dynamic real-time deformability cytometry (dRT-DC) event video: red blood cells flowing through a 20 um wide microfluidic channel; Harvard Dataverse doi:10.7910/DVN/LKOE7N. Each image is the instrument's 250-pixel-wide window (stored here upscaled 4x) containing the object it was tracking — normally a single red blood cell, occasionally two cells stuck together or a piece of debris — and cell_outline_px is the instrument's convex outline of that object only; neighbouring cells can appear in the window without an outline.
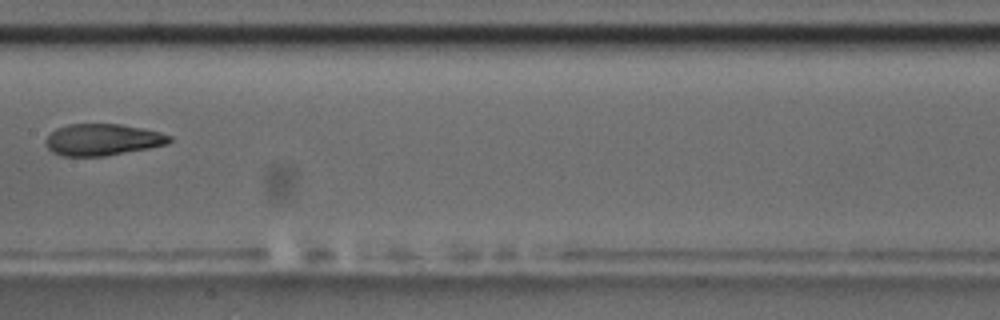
{"species": "common noctule bat (a hibernating species)", "species_latin": "Nyctalus noctula", "temperature_condition": "room temperature", "stored_images_in_passage": 14, "camera_frame_rate_fps": 3000, "um_per_image_px": 0.085, "animal": {"sex": "male", "body_mass_g": 17.5, "forearm_length_mm": 52.3}, "frame": {"image": 1, "passage_image": 7, "time_ms": 8.0, "image_size_px": [1000, 320], "cell_outline_px": [[172, 140], [168, 144], [148, 148], [104, 156], [60, 156], [52, 152], [48, 148], [44, 140], [56, 128], [68, 124], [120, 124], [144, 128], [160, 132], [172, 136]], "centroid_in_image_um": [8.72, 11.87], "position_along_channel_um": 198.7, "area_um2": 22.89}}